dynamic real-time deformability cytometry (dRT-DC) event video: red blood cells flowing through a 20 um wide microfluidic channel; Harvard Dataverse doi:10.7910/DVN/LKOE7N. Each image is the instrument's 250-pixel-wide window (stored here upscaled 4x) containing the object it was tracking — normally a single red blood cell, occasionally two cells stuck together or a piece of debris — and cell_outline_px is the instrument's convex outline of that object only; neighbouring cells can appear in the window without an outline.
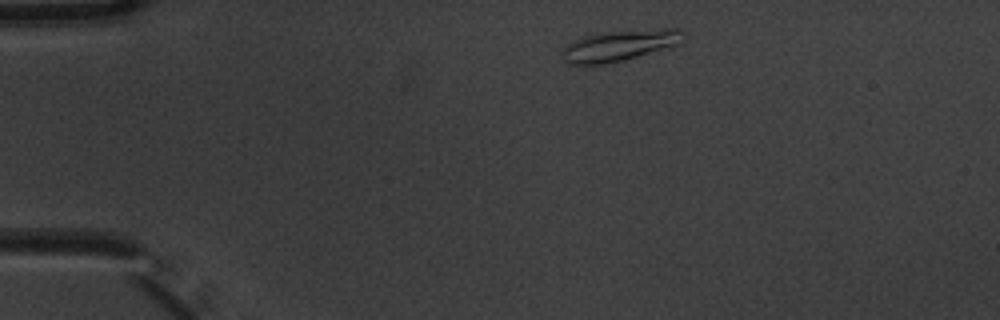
{"species": "common noctule bat (a hibernating species)", "species_latin": "Nyctalus noctula", "temperature_condition": "warm", "stored_images_in_passage": 6, "camera_frame_rate_fps": 3000, "um_per_image_px": 0.085, "animal": {"sex": "male", "body_mass_g": 20.1, "forearm_length_mm": 53.5}, "frame": {"image": 1, "passage_image": 1, "time_ms": 0.0, "image_size_px": [1000, 320], "cell_outline_px": [[680, 44], [672, 48], [624, 60], [604, 64], [568, 64], [560, 56], [564, 48], [572, 40], [584, 36], [604, 32], [668, 28], [680, 28]], "centroid_in_image_um": [52.65, 3.88], "position_along_channel_um": 32.4, "area_um2": 21.91}}
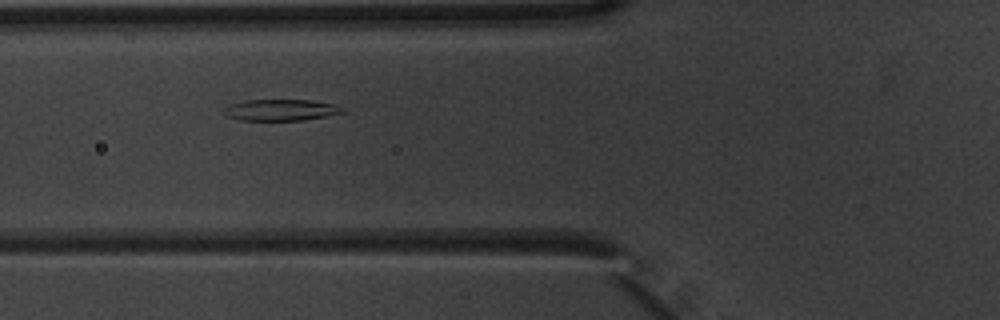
{"frame": {"image": 2, "passage_image": 4, "time_ms": 1.0, "image_size_px": [1000, 320], "cell_outline_px": [[348, 112], [328, 116], [304, 120], [240, 120], [228, 116], [224, 112], [224, 108], [232, 104], [244, 100], [312, 100], [336, 104], [344, 108]], "centroid_in_image_um": [23.97, 9.34], "position_along_channel_um": 101.8, "area_um2": 14.85}}
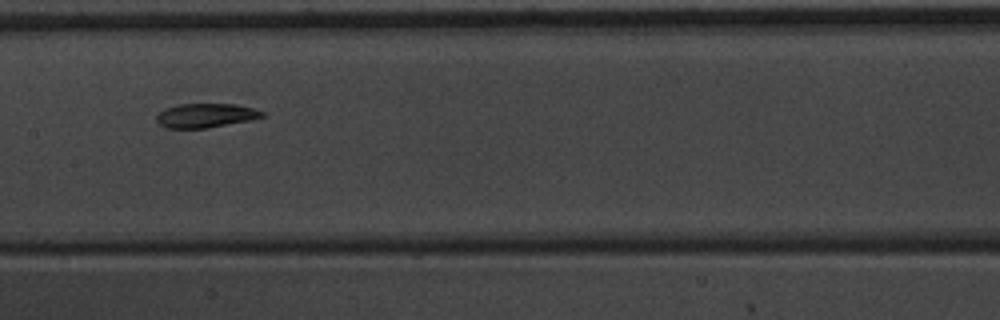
{"frame": {"image": 3, "passage_image": 6, "time_ms": 1.667, "image_size_px": [1000, 320], "cell_outline_px": [[264, 116], [252, 120], [208, 128], [164, 128], [156, 120], [156, 116], [164, 108], [180, 104], [236, 104], [252, 108], [264, 112]], "centroid_in_image_um": [17.47, 9.82], "position_along_channel_um": 189.9, "area_um2": 14.91}}